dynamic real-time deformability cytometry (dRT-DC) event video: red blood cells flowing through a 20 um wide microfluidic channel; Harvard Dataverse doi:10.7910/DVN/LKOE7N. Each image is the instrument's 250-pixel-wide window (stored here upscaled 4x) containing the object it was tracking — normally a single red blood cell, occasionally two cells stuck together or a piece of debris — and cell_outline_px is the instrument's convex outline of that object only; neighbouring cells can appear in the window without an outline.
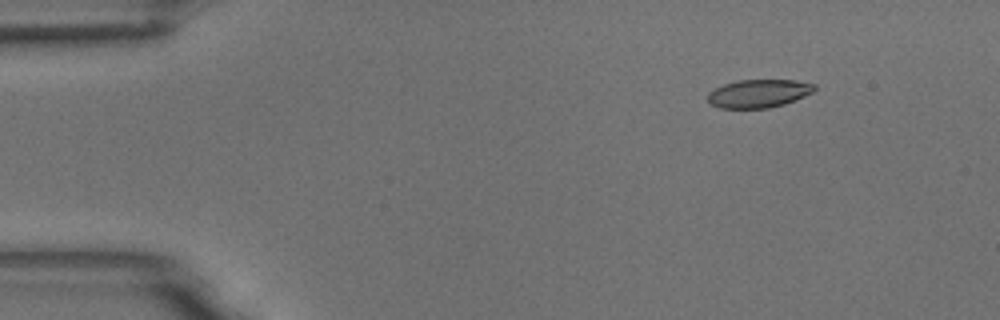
{"species": "common noctule bat (a hibernating species)", "species_latin": "Nyctalus noctula", "temperature_condition": "room temperature", "stored_images_in_passage": 5, "camera_frame_rate_fps": 3000, "um_per_image_px": 0.085, "animal": {"sex": "male", "body_mass_g": 18.8}, "frame": {"image": 1, "passage_image": 2, "time_ms": 0.333, "image_size_px": [1000, 320], "cell_outline_px": [[816, 88], [812, 92], [804, 96], [784, 104], [768, 108], [720, 108], [712, 104], [708, 100], [708, 92], [724, 84], [736, 80], [796, 80], [816, 84]], "centroid_in_image_um": [64.49, 7.94], "position_along_channel_um": 20.5, "area_um2": 17.46}}
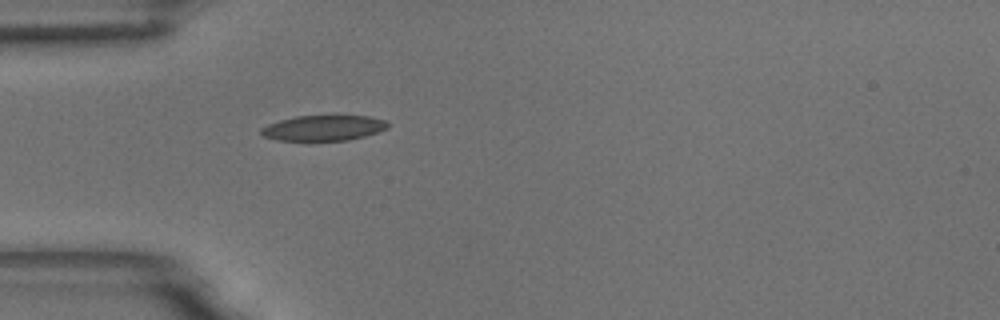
{"frame": {"image": 2, "passage_image": 5, "time_ms": 1.333, "image_size_px": [1000, 320], "cell_outline_px": [[388, 128], [380, 132], [348, 140], [280, 140], [264, 136], [260, 132], [260, 128], [268, 124], [280, 120], [296, 116], [368, 116], [388, 120]], "centroid_in_image_um": [27.54, 10.87], "position_along_channel_um": 57.5, "area_um2": 18.67}}